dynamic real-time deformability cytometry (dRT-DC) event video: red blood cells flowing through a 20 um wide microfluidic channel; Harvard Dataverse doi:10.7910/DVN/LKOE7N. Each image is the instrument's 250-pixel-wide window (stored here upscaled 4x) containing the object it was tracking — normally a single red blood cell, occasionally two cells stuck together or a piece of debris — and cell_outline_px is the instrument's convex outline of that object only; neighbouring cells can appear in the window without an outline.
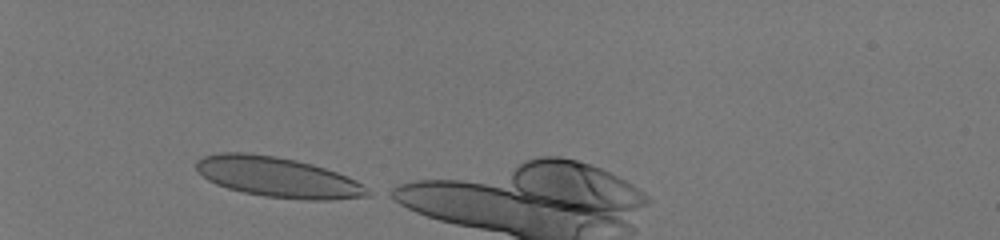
{"species": "human", "species_latin": "Homo sapiens", "temperature_condition": "room temperature", "stored_images_in_passage": 6, "camera_frame_rate_fps": 3000, "um_per_image_px": 0.085, "donor": {"sex": "male"}, "frame": {"image": 1, "passage_image": 1, "time_ms": 0.0, "image_size_px": [1000, 240], "cell_outline_px": [[372, 196], [332, 200], [308, 200], [264, 196], [244, 192], [228, 188], [216, 184], [208, 180], [196, 168], [196, 164], [204, 156], [220, 152], [244, 152], [276, 156], [296, 160], [312, 164], [336, 172], [356, 180], [372, 192]], "centroid_in_image_um": [23.65, 15.06], "position_along_channel_um": 61.3, "area_um2": 39.94}}